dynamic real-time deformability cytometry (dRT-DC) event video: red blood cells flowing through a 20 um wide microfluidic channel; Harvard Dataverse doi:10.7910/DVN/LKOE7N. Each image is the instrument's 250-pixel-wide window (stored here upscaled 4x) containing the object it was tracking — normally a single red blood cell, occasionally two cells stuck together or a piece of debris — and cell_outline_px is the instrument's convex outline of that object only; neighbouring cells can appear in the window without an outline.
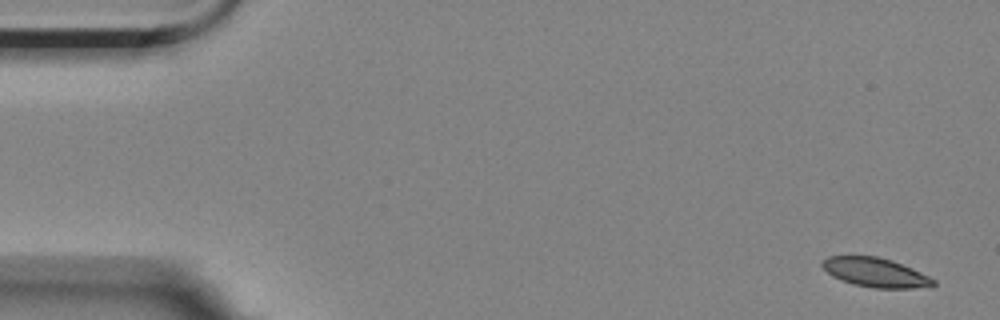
{"species": "Egyptian fruit bat (a non-hibernating species)", "species_latin": "Rousettus aegyptiacus", "temperature_condition": "room temperature", "stored_images_in_passage": 6, "camera_frame_rate_fps": 3000, "um_per_image_px": 0.085, "animal": {"sex": "female"}, "frame": {"image": 1, "passage_image": 1, "time_ms": 0.0, "image_size_px": [1000, 320], "cell_outline_px": [[936, 284], [932, 288], [872, 288], [852, 284], [840, 280], [832, 276], [820, 264], [828, 256], [876, 256], [892, 260], [912, 268], [936, 280]], "centroid_in_image_um": [74.45, 23.17], "position_along_channel_um": 10.6, "area_um2": 19.07}}